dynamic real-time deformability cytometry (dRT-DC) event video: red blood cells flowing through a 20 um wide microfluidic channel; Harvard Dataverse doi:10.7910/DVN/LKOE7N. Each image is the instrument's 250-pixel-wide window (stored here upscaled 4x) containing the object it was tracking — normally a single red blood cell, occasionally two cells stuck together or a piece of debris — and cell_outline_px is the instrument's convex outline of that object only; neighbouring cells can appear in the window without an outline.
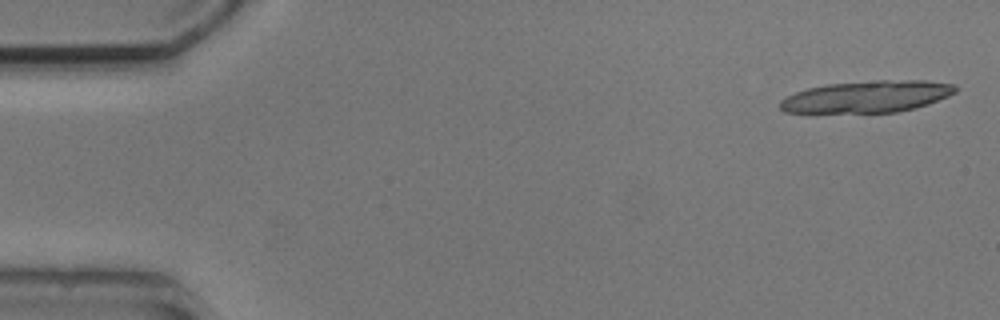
{"species": "common noctule bat (a hibernating species)", "species_latin": "Nyctalus noctula", "temperature_condition": "cold", "stored_images_in_passage": 9, "segment_of_instrument_passage": [1, 2], "camera_frame_rate_fps": 3000, "um_per_image_px": 0.085, "animal": {"sex": "male", "body_mass_g": 20.5, "forearm_length_mm": 52.5}, "frame": {"image": 1, "passage_image": 1, "time_ms": 0.0, "image_size_px": [1000, 320], "cell_outline_px": [[960, 88], [956, 92], [948, 96], [928, 104], [916, 108], [896, 112], [784, 112], [780, 108], [780, 100], [796, 92], [808, 88], [828, 84], [880, 80], [928, 80], [956, 84]], "centroid_in_image_um": [73.78, 8.2], "position_along_channel_um": 11.2, "area_um2": 32.43}}